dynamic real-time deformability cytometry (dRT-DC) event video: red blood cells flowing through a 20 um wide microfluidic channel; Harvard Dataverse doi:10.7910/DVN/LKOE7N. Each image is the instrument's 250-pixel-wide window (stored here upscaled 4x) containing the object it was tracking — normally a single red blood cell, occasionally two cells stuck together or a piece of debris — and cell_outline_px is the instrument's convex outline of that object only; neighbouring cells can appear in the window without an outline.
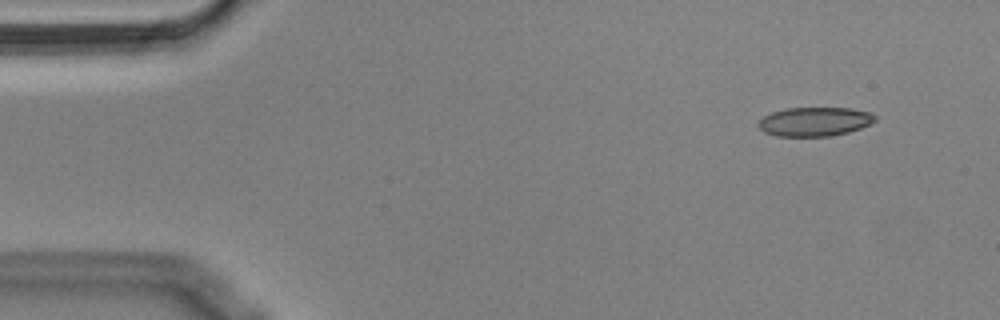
{"species": "Egyptian fruit bat (a non-hibernating species)", "species_latin": "Rousettus aegyptiacus", "temperature_condition": "cold", "stored_images_in_passage": 53, "camera_frame_rate_fps": 3000, "um_per_image_px": 0.085, "animal": {"sex": "male"}, "frame": {"image": 1, "passage_image": 3, "time_ms": 0.667, "image_size_px": [1000, 320], "cell_outline_px": [[876, 120], [860, 128], [848, 132], [828, 136], [776, 136], [764, 132], [756, 124], [764, 116], [772, 112], [788, 108], [852, 108], [872, 112], [876, 116]], "centroid_in_image_um": [69.25, 10.33], "position_along_channel_um": 15.8, "area_um2": 19.71}}
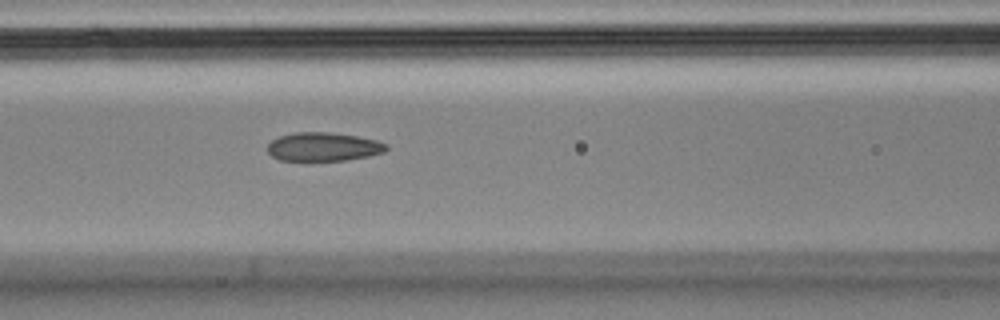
{"frame": {"image": 2, "passage_image": 21, "time_ms": 6.667, "image_size_px": [1000, 320], "cell_outline_px": [[388, 148], [384, 152], [368, 156], [344, 160], [280, 160], [272, 156], [268, 152], [268, 144], [272, 140], [280, 136], [296, 132], [328, 132], [356, 136], [376, 140], [388, 144]], "centroid_in_image_um": [27.49, 12.47], "position_along_channel_um": 139.1, "area_um2": 19.65}}
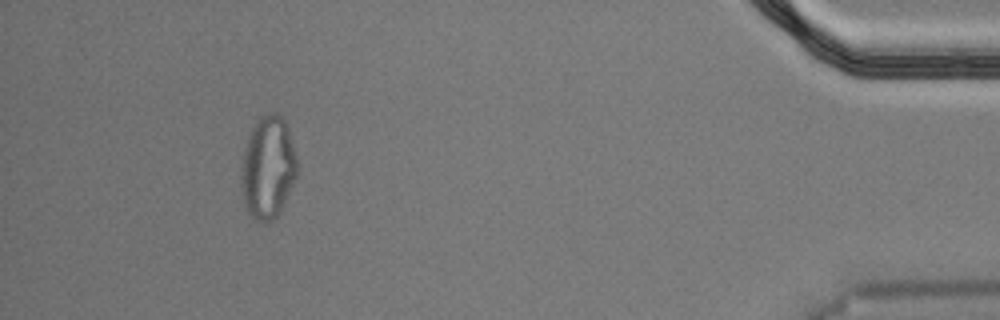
{"frame": {"image": 3, "passage_image": 49, "time_ms": 16.0, "image_size_px": [1000, 320], "cell_outline_px": [[296, 180], [280, 212], [272, 220], [260, 224], [252, 220], [244, 204], [240, 192], [240, 168], [244, 148], [248, 136], [256, 120], [260, 116], [268, 112], [276, 112], [284, 116], [288, 128], [296, 156]], "centroid_in_image_um": [22.74, 14.26], "position_along_channel_um": 412.5, "area_um2": 34.33}, "authors_computed_cell_mechanics": {"area_um2": 20.9814, "velocity_mm_per_s": 3.6031, "shape_relaxation_time_tau1_ms": null, "shape_relaxation_time_tau2_ms": 2.1317, "deformation_change_tau1": null, "deformation_change_tau2": 0.0806}}